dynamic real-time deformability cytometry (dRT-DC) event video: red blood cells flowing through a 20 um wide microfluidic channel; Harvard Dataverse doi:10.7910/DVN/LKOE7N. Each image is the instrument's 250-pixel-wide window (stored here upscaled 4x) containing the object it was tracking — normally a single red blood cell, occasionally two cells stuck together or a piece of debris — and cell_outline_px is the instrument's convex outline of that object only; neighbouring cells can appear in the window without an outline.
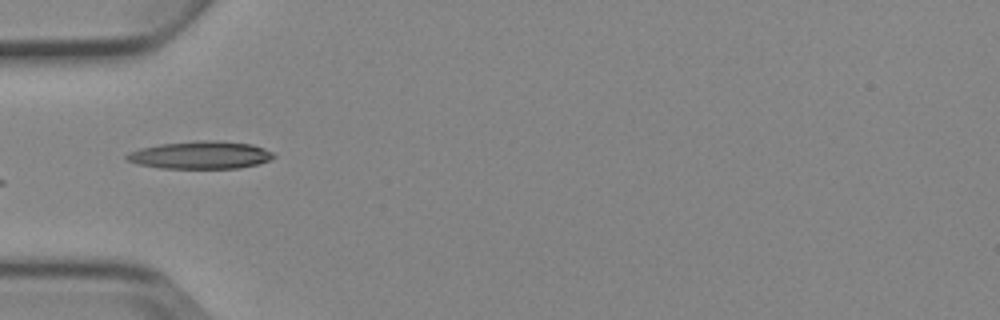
{"species": "Egyptian fruit bat (a non-hibernating species)", "species_latin": "Rousettus aegyptiacus", "temperature_condition": "cold", "stored_images_in_passage": 8, "camera_frame_rate_fps": 3000, "um_per_image_px": 0.085, "animal": {"sex": "female"}, "frame": {"image": 1, "passage_image": 6, "time_ms": 5.667, "image_size_px": [1000, 320], "cell_outline_px": [[276, 156], [272, 160], [240, 168], [160, 168], [136, 164], [128, 160], [124, 156], [128, 152], [140, 148], [160, 144], [196, 140], [212, 140], [252, 144], [264, 148], [272, 152]], "centroid_in_image_um": [17.04, 13.17], "position_along_channel_um": 68.0, "area_um2": 23.81}}
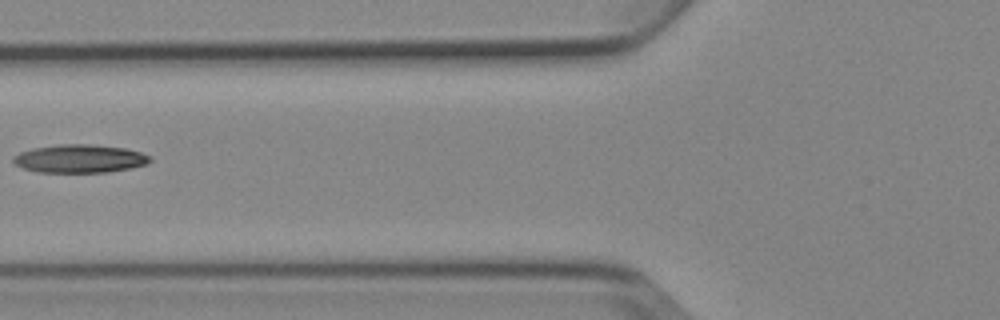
{"frame": {"image": 2, "passage_image": 7, "time_ms": 7.0, "image_size_px": [1000, 320], "cell_outline_px": [[152, 160], [148, 164], [132, 168], [108, 172], [36, 172], [24, 168], [16, 164], [12, 160], [12, 156], [20, 152], [32, 148], [60, 144], [92, 144], [124, 148], [140, 152], [152, 156]], "centroid_in_image_um": [6.8, 13.48], "position_along_channel_um": 119.0, "area_um2": 22.66}}
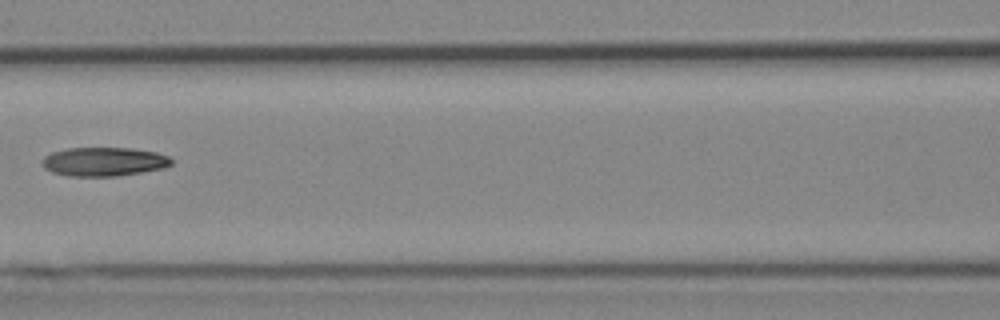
{"frame": {"image": 3, "passage_image": 8, "time_ms": 8.0, "image_size_px": [1000, 320], "cell_outline_px": [[172, 164], [164, 168], [116, 176], [68, 176], [52, 172], [44, 168], [40, 164], [40, 160], [44, 156], [52, 152], [68, 148], [132, 148], [156, 152], [168, 156], [172, 160]], "centroid_in_image_um": [8.79, 13.74], "position_along_channel_um": 157.8, "area_um2": 21.85}}